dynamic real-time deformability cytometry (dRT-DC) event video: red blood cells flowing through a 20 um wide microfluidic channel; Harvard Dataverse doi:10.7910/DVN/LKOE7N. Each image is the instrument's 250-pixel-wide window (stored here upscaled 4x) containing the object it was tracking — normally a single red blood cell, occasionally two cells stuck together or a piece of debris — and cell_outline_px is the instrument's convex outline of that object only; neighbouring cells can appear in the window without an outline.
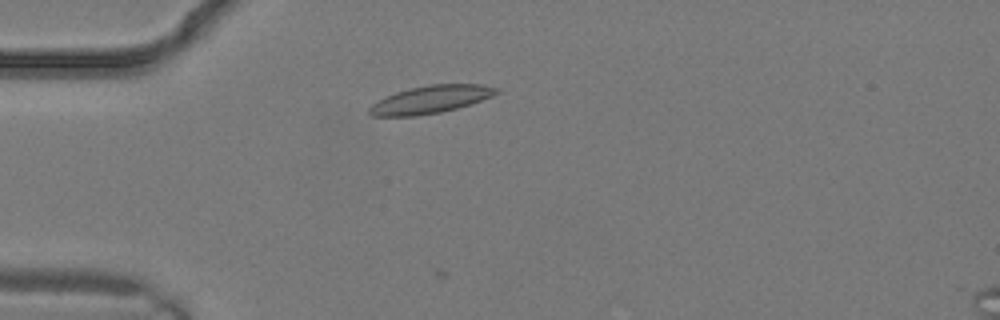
{"species": "common noctule bat (a hibernating species)", "species_latin": "Nyctalus noctula", "temperature_condition": "warm", "stored_images_in_passage": 6, "camera_frame_rate_fps": 3000, "um_per_image_px": 0.085, "animal": {"sex": "male", "body_mass_g": 19.2, "forearm_length_mm": 51.8}, "frame": {"image": 1, "passage_image": 5, "time_ms": 1.333, "image_size_px": [1000, 320], "cell_outline_px": [[500, 92], [492, 96], [456, 108], [440, 112], [416, 116], [372, 116], [368, 112], [368, 108], [372, 104], [384, 96], [396, 92], [428, 84], [480, 84], [500, 88]], "centroid_in_image_um": [36.58, 8.45], "position_along_channel_um": 48.4, "area_um2": 20.4}}